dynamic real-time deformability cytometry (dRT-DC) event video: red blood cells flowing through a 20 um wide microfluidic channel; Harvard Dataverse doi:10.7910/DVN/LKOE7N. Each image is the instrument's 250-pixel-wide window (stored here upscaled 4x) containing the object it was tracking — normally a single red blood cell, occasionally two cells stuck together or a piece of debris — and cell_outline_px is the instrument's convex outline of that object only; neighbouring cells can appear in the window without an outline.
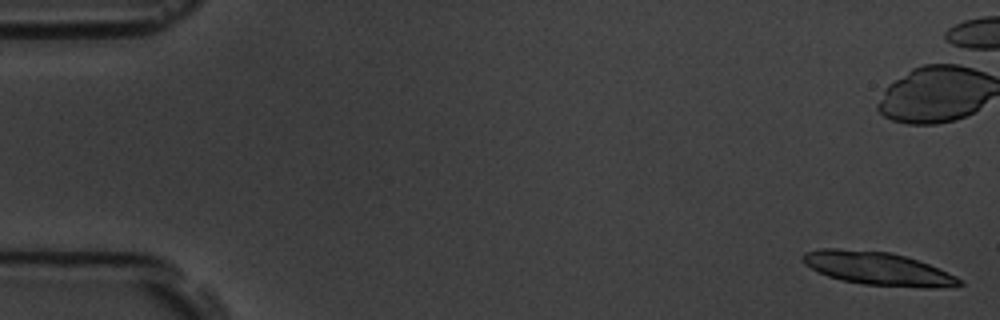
{"species": "common noctule bat (a hibernating species)", "species_latin": "Nyctalus noctula", "temperature_condition": "room temperature", "stored_images_in_passage": 7, "camera_frame_rate_fps": 3000, "um_per_image_px": 0.085, "animal": {"sex": "male", "body_mass_g": 19.5, "forearm_length_mm": 54.6}, "frame": {"image": 1, "passage_image": 1, "time_ms": 0.0, "image_size_px": [1000, 320], "cell_outline_px": [[964, 284], [944, 288], [920, 288], [864, 284], [840, 280], [828, 276], [804, 264], [800, 260], [800, 256], [804, 252], [820, 248], [836, 248], [892, 252], [928, 264], [956, 276], [964, 280]], "centroid_in_image_um": [74.61, 22.83], "position_along_channel_um": 10.4, "area_um2": 30.52}}